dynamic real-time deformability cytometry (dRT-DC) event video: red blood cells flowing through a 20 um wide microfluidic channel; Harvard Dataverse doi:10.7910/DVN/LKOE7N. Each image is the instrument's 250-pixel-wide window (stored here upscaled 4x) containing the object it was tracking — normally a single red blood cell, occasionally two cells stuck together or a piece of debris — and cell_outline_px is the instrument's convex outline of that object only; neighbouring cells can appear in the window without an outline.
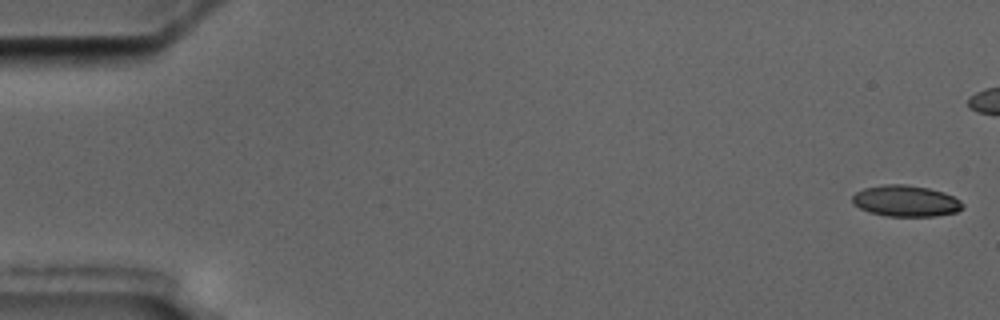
{"species": "common noctule bat (a hibernating species)", "species_latin": "Nyctalus noctula", "temperature_condition": "cold", "stored_images_in_passage": 7, "segment_of_instrument_passage": [1, 2], "camera_frame_rate_fps": 3000, "um_per_image_px": 0.085, "animal": {"sex": "male", "body_mass_g": 17.5, "forearm_length_mm": 52.3}, "frame": {"image": 1, "passage_image": 1, "time_ms": 0.0, "image_size_px": [1000, 320], "cell_outline_px": [[964, 208], [956, 212], [936, 216], [888, 216], [868, 212], [852, 204], [852, 196], [856, 192], [864, 188], [884, 184], [904, 184], [928, 188], [944, 192], [960, 200], [964, 204]], "centroid_in_image_um": [76.99, 17.08], "position_along_channel_um": 8.0, "area_um2": 20.17}}
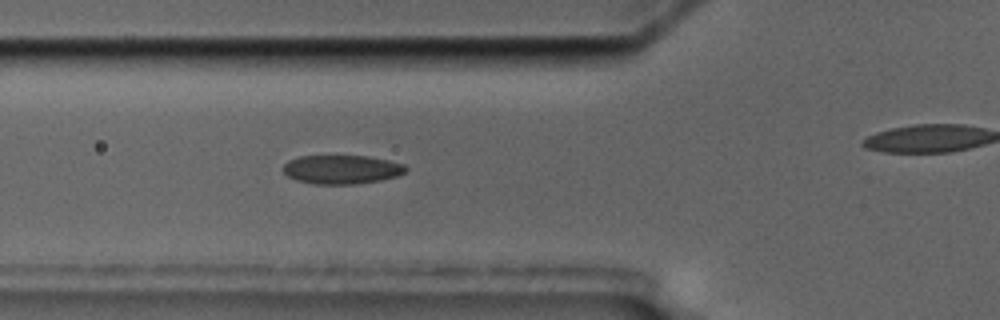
{"frame": {"image": 2, "passage_image": 6, "time_ms": 6.667, "image_size_px": [1000, 320], "cell_outline_px": [[408, 168], [404, 172], [396, 176], [380, 180], [352, 184], [312, 184], [296, 180], [288, 176], [284, 172], [284, 164], [288, 160], [300, 156], [368, 156], [388, 160], [404, 164]], "centroid_in_image_um": [29.03, 14.4], "position_along_channel_um": 96.8, "area_um2": 20.52}}